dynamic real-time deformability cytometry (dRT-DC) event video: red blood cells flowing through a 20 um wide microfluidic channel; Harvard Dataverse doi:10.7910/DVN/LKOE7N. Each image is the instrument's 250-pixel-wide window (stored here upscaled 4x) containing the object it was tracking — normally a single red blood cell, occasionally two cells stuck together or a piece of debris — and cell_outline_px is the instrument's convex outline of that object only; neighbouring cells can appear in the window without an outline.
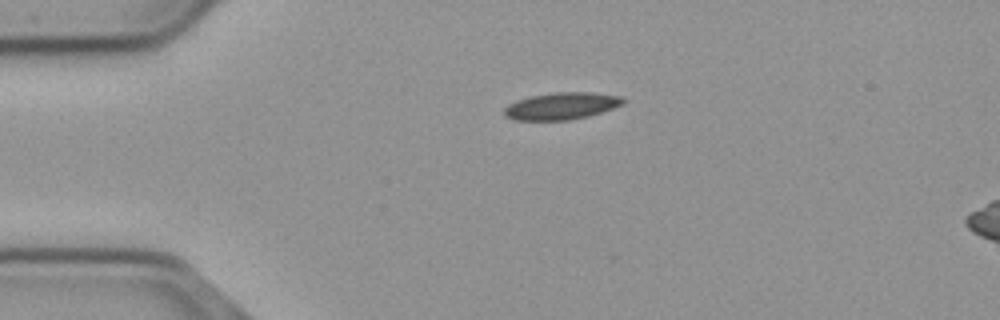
{"species": "common noctule bat (a hibernating species)", "species_latin": "Nyctalus noctula", "temperature_condition": "cold", "stored_images_in_passage": 44, "camera_frame_rate_fps": 3000, "um_per_image_px": 0.085, "animal": {"sex": "male", "body_mass_g": 23.1, "forearm_length_mm": 52.7}, "frame": {"image": 1, "passage_image": 1, "time_ms": 0.0, "image_size_px": [1000, 320], "cell_outline_px": [[628, 100], [624, 104], [588, 116], [568, 120], [512, 120], [504, 116], [504, 108], [508, 104], [516, 100], [532, 96], [552, 92], [592, 92], [620, 96]], "centroid_in_image_um": [47.72, 9.0], "position_along_channel_um": 37.3, "area_um2": 18.84}}
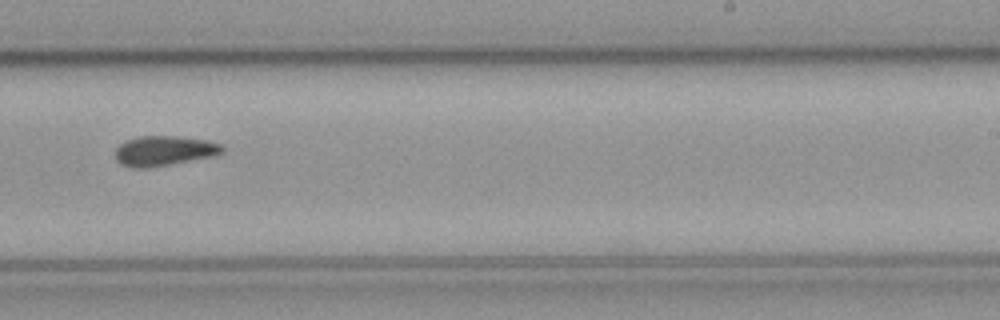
{"frame": {"image": 2, "passage_image": 23, "time_ms": 7.333, "image_size_px": [1000, 320], "cell_outline_px": [[224, 152], [212, 156], [168, 164], [144, 168], [132, 168], [120, 164], [116, 160], [116, 148], [120, 144], [128, 140], [140, 136], [176, 136], [204, 140], [220, 144], [224, 148]], "centroid_in_image_um": [13.91, 12.82], "position_along_channel_um": 275.1, "area_um2": 18.32}}
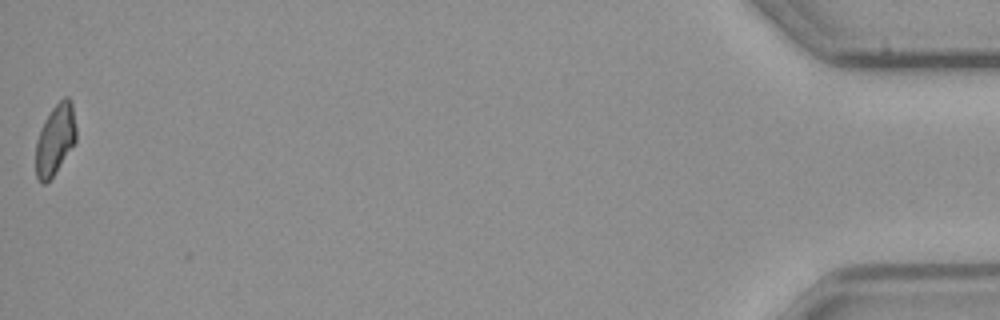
{"frame": {"image": 3, "passage_image": 44, "time_ms": 14.333, "image_size_px": [1000, 320], "cell_outline_px": [[76, 140], [52, 176], [44, 184], [40, 184], [36, 180], [36, 140], [44, 120], [52, 108], [64, 96], [68, 96], [72, 100], [76, 128]], "centroid_in_image_um": [4.68, 11.83], "position_along_channel_um": 430.5, "area_um2": 16.53}, "authors_computed_cell_mechanics": {"area_um2": 18.1203, "velocity_mm_per_s": 3.7024, "shape_relaxation_time_tau1_ms": 10.8174, "shape_relaxation_time_tau2_ms": null, "deformation_change_tau1": 0.1812, "deformation_change_tau2": null}}